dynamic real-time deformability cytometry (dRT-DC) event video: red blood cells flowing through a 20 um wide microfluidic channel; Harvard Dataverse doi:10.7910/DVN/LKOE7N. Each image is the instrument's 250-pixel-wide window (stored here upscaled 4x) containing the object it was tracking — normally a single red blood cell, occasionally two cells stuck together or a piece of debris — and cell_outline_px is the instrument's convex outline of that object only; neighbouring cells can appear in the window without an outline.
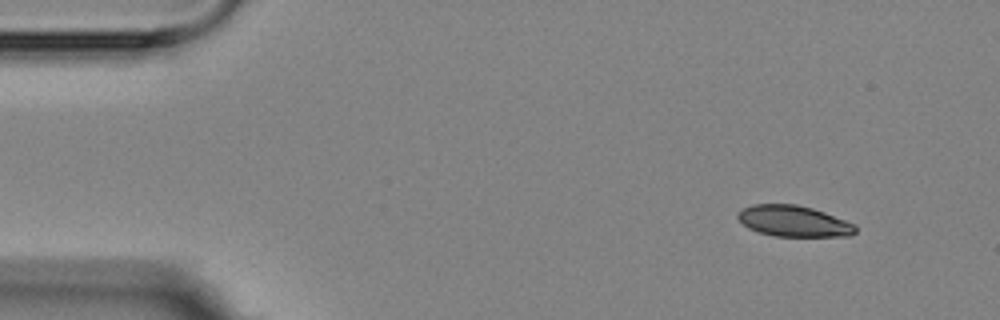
{"species": "Egyptian fruit bat (a non-hibernating species)", "species_latin": "Rousettus aegyptiacus", "temperature_condition": "room temperature", "stored_images_in_passage": 3, "camera_frame_rate_fps": 3000, "um_per_image_px": 0.085, "animal": {"sex": "female"}, "frame": {"image": 1, "passage_image": 1, "time_ms": 0.0, "image_size_px": [1000, 320], "cell_outline_px": [[856, 232], [852, 236], [776, 236], [756, 232], [748, 228], [736, 216], [736, 212], [752, 204], [796, 204], [812, 208], [824, 212], [856, 224]], "centroid_in_image_um": [67.46, 18.8], "position_along_channel_um": 17.5, "area_um2": 21.39}}